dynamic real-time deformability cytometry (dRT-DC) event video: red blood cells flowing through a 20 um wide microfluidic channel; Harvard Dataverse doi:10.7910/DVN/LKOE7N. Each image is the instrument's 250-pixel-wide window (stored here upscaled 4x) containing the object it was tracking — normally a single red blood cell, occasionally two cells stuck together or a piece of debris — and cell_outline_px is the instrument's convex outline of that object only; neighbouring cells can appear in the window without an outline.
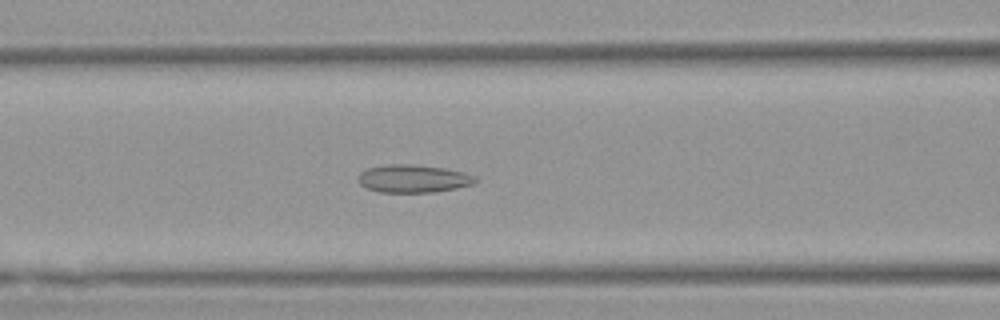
{"species": "Egyptian fruit bat (a non-hibernating species)", "species_latin": "Rousettus aegyptiacus", "temperature_condition": "warm", "stored_images_in_passage": 53, "camera_frame_rate_fps": 3000, "um_per_image_px": 0.085, "animal": {"sex": "female"}, "frame": {"image": 1, "passage_image": 22, "time_ms": 7.0, "image_size_px": [1000, 320], "cell_outline_px": [[480, 180], [472, 184], [456, 188], [436, 192], [380, 192], [364, 188], [360, 184], [360, 172], [368, 168], [388, 164], [416, 164], [444, 168], [464, 172], [476, 176]], "centroid_in_image_um": [35.16, 15.18], "position_along_channel_um": 131.4, "area_um2": 19.13}}
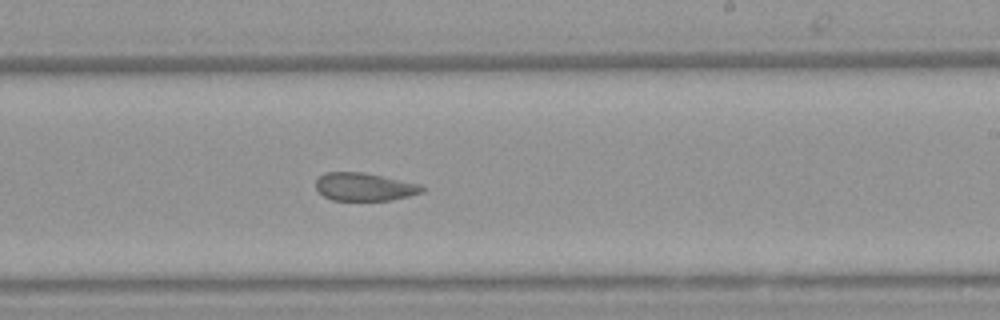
{"frame": {"image": 2, "passage_image": 32, "time_ms": 10.333, "image_size_px": [1000, 320], "cell_outline_px": [[424, 192], [392, 200], [332, 200], [324, 196], [316, 188], [316, 180], [324, 172], [364, 172], [420, 184], [424, 188]], "centroid_in_image_um": [30.97, 15.88], "position_along_channel_um": 258.0, "area_um2": 17.28}}
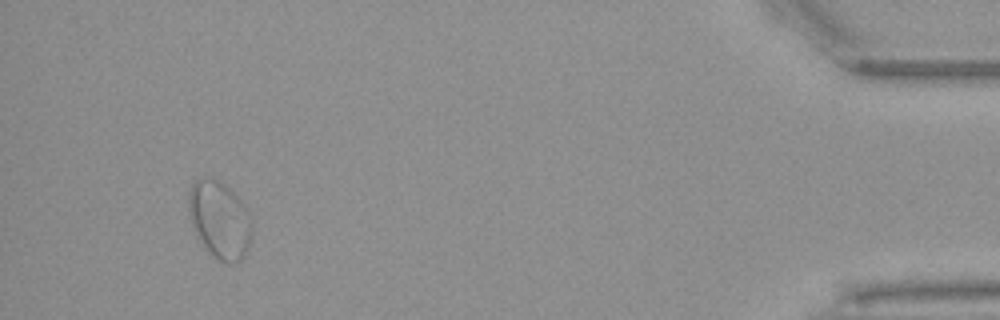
{"frame": {"image": 3, "passage_image": 50, "time_ms": 16.333, "image_size_px": [1000, 320], "cell_outline_px": [[252, 232], [248, 248], [244, 256], [236, 264], [228, 264], [212, 256], [208, 252], [196, 236], [192, 228], [188, 212], [188, 192], [192, 184], [200, 176], [212, 176], [224, 184], [240, 200], [244, 208], [252, 228]], "centroid_in_image_um": [18.61, 18.69], "position_along_channel_um": 416.6, "area_um2": 28.73}, "authors_computed_cell_mechanics": {"area_um2": 21.2704, "velocity_mm_per_s": 3.8198, "shape_relaxation_time_tau1_ms": null, "shape_relaxation_time_tau2_ms": 3.1828, "deformation_change_tau1": null, "deformation_change_tau2": 0.0828}}